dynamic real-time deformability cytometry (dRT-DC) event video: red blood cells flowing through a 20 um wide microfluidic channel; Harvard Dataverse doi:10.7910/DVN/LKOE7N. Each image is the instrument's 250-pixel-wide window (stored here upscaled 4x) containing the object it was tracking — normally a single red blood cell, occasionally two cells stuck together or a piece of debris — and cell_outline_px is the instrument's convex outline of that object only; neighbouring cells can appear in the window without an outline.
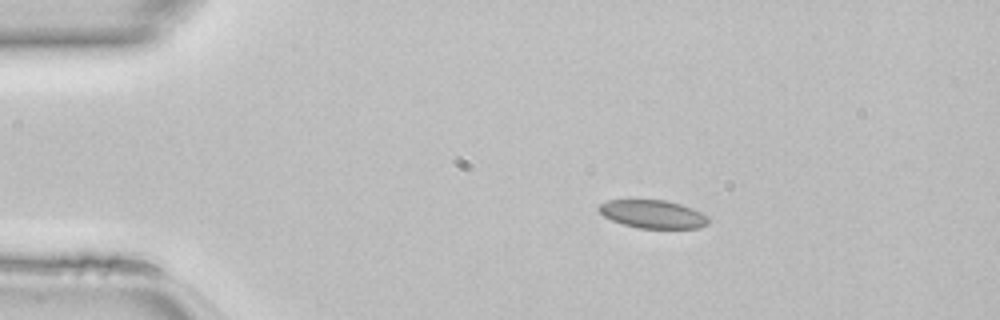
{"species": "common noctule bat (a hibernating species)", "species_latin": "Nyctalus noctula", "temperature_condition": "room temperature", "stored_images_in_passage": 47, "camera_frame_rate_fps": 3000, "um_per_image_px": 0.085, "animal": {"sex": "female", "body_mass_g": 22.7, "forearm_length_mm": 54.2}, "frame": {"image": 1, "passage_image": 8, "time_ms": 2.333, "image_size_px": [1000, 320], "cell_outline_px": [[708, 224], [696, 228], [640, 228], [624, 224], [612, 220], [604, 216], [596, 208], [600, 204], [608, 200], [664, 200], [680, 204], [692, 208], [708, 216]], "centroid_in_image_um": [55.48, 18.2], "position_along_channel_um": 29.5, "area_um2": 17.8}}
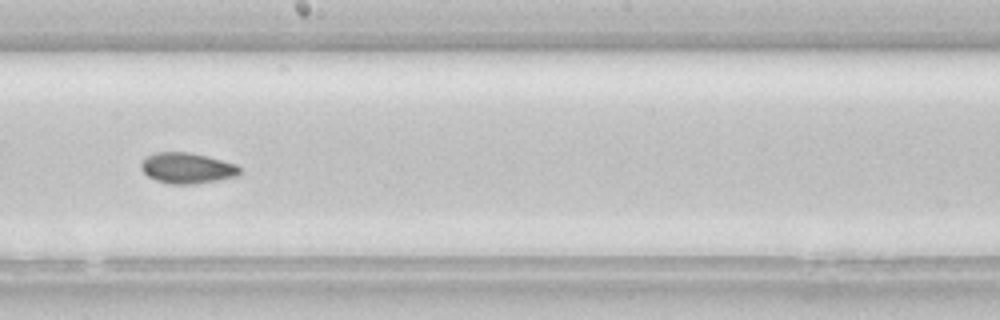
{"frame": {"image": 2, "passage_image": 26, "time_ms": 8.333, "image_size_px": [1000, 320], "cell_outline_px": [[240, 176], [196, 184], [172, 184], [156, 180], [148, 176], [140, 168], [140, 164], [148, 156], [156, 152], [188, 152], [208, 156], [236, 164], [240, 168]], "centroid_in_image_um": [15.93, 14.29], "position_along_channel_um": 232.3, "area_um2": 17.69}}
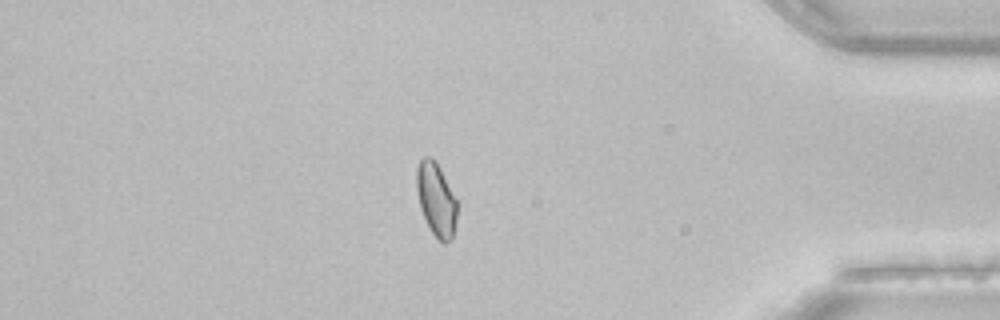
{"frame": {"image": 3, "passage_image": 40, "time_ms": 13.0, "image_size_px": [1000, 320], "cell_outline_px": [[456, 220], [452, 240], [444, 244], [432, 232], [420, 208], [416, 188], [416, 168], [420, 160], [424, 156], [428, 156], [436, 160], [456, 200]], "centroid_in_image_um": [37.06, 16.93], "position_along_channel_um": 398.1, "area_um2": 17.11}}